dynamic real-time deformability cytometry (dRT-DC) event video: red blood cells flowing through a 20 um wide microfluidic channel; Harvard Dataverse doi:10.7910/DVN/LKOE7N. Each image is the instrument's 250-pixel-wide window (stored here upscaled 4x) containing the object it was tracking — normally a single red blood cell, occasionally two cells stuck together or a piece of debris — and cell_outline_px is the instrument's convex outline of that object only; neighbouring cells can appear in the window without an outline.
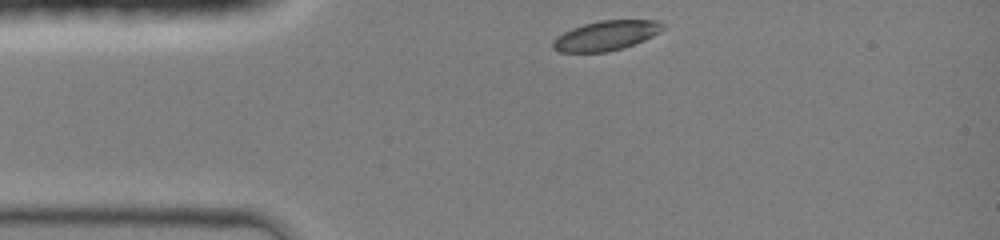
{"species": "common noctule bat (a hibernating species)", "species_latin": "Nyctalus noctula", "temperature_condition": "room temperature", "stored_images_in_passage": 31, "camera_frame_rate_fps": 3000, "um_per_image_px": 0.085, "animal": {"sex": "female", "body_mass_g": 19.0, "forearm_length_mm": 51.5}, "frame": {"image": 1, "passage_image": 1, "time_ms": 0.0, "image_size_px": [1000, 240], "cell_outline_px": [[664, 28], [660, 32], [644, 40], [624, 48], [608, 52], [560, 52], [552, 48], [552, 40], [556, 36], [572, 28], [584, 24], [600, 20], [660, 20], [664, 24]], "centroid_in_image_um": [51.51, 3.02], "position_along_channel_um": 33.5, "area_um2": 19.19}}
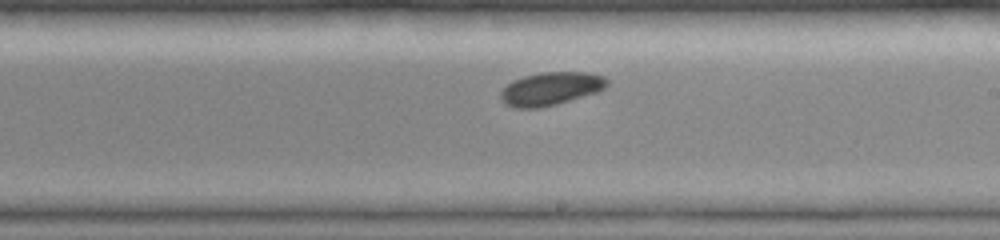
{"frame": {"image": 2, "passage_image": 18, "time_ms": 5.667, "image_size_px": [1000, 240], "cell_outline_px": [[608, 84], [604, 88], [596, 92], [556, 104], [540, 108], [516, 108], [504, 104], [500, 100], [500, 92], [512, 80], [524, 76], [540, 72], [588, 72], [604, 76], [608, 80]], "centroid_in_image_um": [46.79, 7.53], "position_along_channel_um": 242.2, "area_um2": 20.58}}
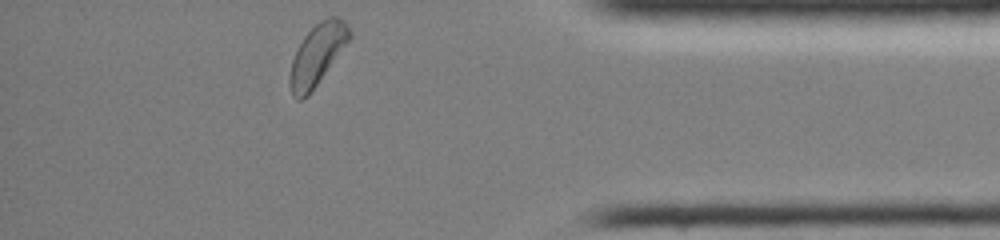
{"frame": {"image": 3, "passage_image": 31, "time_ms": 10.0, "image_size_px": [1000, 240], "cell_outline_px": [[352, 36], [308, 96], [300, 100], [296, 100], [292, 96], [288, 80], [288, 76], [292, 60], [304, 36], [320, 20], [328, 16], [336, 16], [344, 20], [352, 32]], "centroid_in_image_um": [26.95, 4.65], "position_along_channel_um": 408.2, "area_um2": 21.04}, "authors_computed_cell_mechanics": {"area_um2": 20.4034, "velocity_mm_per_s": 4.231, "shape_relaxation_time_tau1_ms": 1.9638, "shape_relaxation_time_tau2_ms": null, "deformation_change_tau1": 0.0669, "deformation_change_tau2": null}}